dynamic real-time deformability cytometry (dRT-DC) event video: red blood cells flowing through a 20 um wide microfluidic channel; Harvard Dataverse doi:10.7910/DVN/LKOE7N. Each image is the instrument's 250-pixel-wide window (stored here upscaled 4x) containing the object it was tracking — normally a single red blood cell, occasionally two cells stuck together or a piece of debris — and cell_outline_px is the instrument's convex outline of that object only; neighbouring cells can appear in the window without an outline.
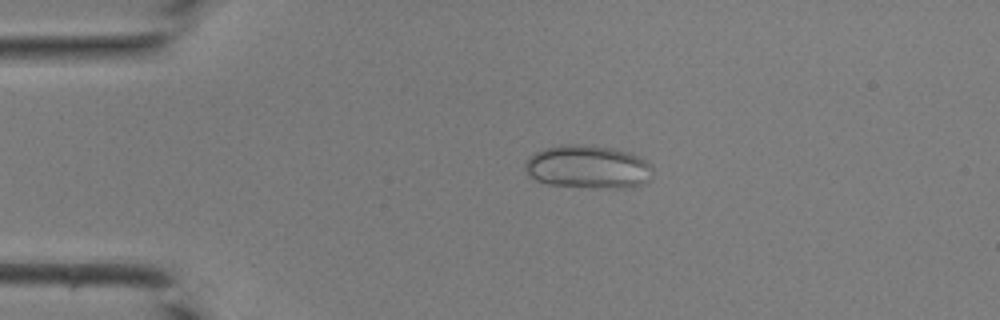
{"species": "common noctule bat (a hibernating species)", "species_latin": "Nyctalus noctula", "temperature_condition": "room temperature", "stored_images_in_passage": 34, "camera_frame_rate_fps": 3000, "um_per_image_px": 0.085, "animal": {"sex": "male", "body_mass_g": 19.0, "forearm_length_mm": 50.8}, "frame": {"image": 1, "passage_image": 1, "time_ms": 0.0, "image_size_px": [1000, 320], "cell_outline_px": [[652, 168], [648, 180], [644, 184], [632, 188], [604, 188], [548, 184], [536, 180], [524, 168], [524, 164], [536, 152], [544, 148], [564, 144], [576, 144], [612, 148], [628, 152], [644, 160]], "centroid_in_image_um": [49.98, 14.2], "position_along_channel_um": 35.0, "area_um2": 31.79}}
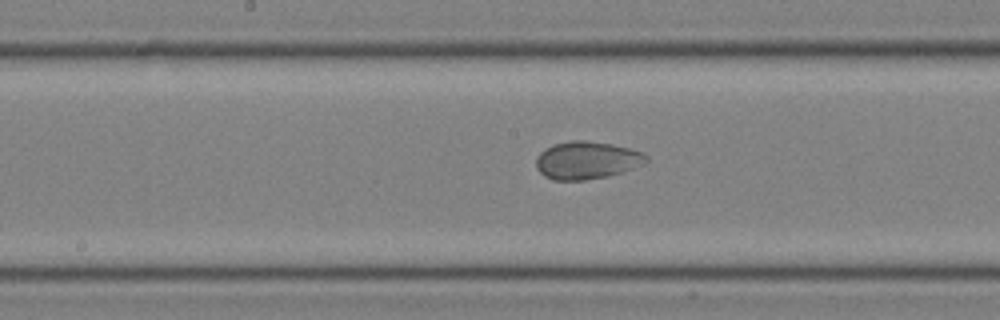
{"frame": {"image": 2, "passage_image": 14, "time_ms": 4.333, "image_size_px": [1000, 320], "cell_outline_px": [[648, 160], [644, 164], [608, 176], [584, 180], [552, 180], [544, 176], [536, 168], [536, 156], [540, 152], [556, 144], [572, 140], [584, 140], [612, 144], [644, 152], [648, 156]], "centroid_in_image_um": [49.88, 13.62], "position_along_channel_um": 198.3, "area_um2": 24.1}}
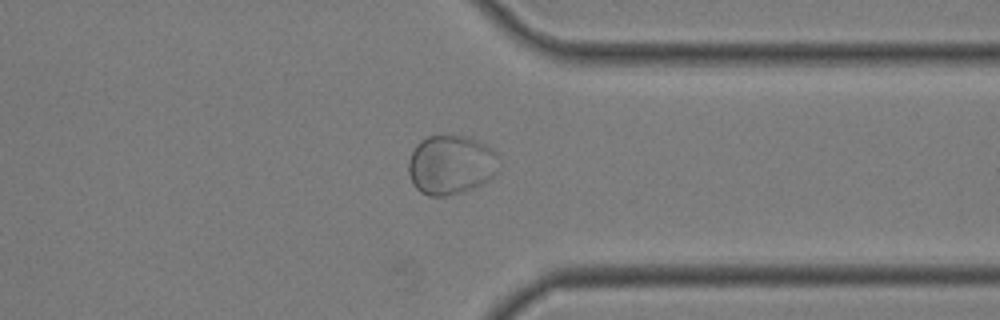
{"frame": {"image": 3, "passage_image": 25, "time_ms": 8.0, "image_size_px": [1000, 320], "cell_outline_px": [[500, 156], [496, 172], [488, 180], [472, 188], [448, 196], [428, 196], [420, 192], [412, 184], [408, 172], [408, 160], [416, 144], [420, 140], [428, 136], [472, 136], [492, 148]], "centroid_in_image_um": [38.32, 13.99], "position_along_channel_um": 373.1, "area_um2": 31.62}}